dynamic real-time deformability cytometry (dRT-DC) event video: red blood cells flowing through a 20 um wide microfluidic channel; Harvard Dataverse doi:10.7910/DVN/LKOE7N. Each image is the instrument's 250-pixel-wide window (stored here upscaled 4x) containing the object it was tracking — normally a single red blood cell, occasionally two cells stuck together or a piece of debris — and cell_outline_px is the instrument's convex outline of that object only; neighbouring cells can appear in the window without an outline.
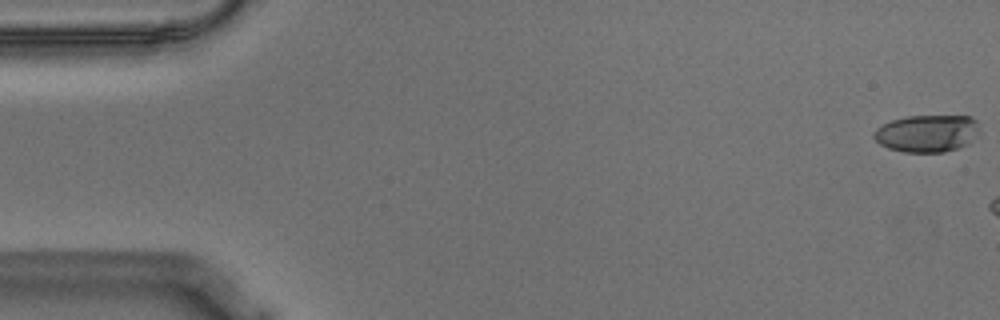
{"species": "Egyptian fruit bat (a non-hibernating species)", "species_latin": "Rousettus aegyptiacus", "temperature_condition": "warm", "stored_images_in_passage": 7, "camera_frame_rate_fps": 3000, "um_per_image_px": 0.085, "animal": {"sex": "male"}, "frame": {"image": 1, "passage_image": 1, "time_ms": 0.0, "image_size_px": [1000, 320], "cell_outline_px": [[980, 132], [968, 144], [944, 152], [904, 152], [888, 148], [880, 144], [872, 136], [872, 132], [876, 128], [892, 120], [908, 116], [972, 116], [976, 120]], "centroid_in_image_um": [78.8, 11.33], "position_along_channel_um": 6.2, "area_um2": 23.0}}